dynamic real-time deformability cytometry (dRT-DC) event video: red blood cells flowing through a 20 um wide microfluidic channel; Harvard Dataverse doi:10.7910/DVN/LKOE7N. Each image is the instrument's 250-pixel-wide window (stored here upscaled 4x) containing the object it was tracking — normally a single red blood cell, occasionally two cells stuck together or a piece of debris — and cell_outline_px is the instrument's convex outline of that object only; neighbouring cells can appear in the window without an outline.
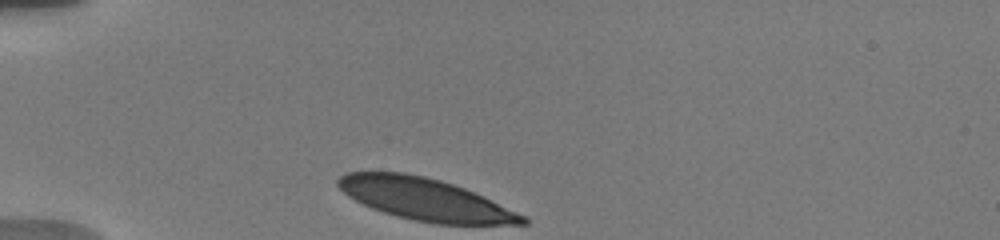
{"species": "human", "species_latin": "Homo sapiens", "temperature_condition": "warm", "stored_images_in_passage": 43, "camera_frame_rate_fps": 3000, "um_per_image_px": 0.085, "donor": {"sex": "male"}, "frame": {"image": 1, "passage_image": 1, "time_ms": 0.0, "image_size_px": [1000, 240], "cell_outline_px": [[528, 224], [436, 224], [412, 220], [396, 216], [372, 208], [348, 196], [336, 184], [336, 180], [340, 176], [348, 172], [404, 172], [424, 176], [440, 180], [464, 188], [516, 212], [524, 216], [528, 220]], "centroid_in_image_um": [36.09, 16.94], "position_along_channel_um": 48.9, "area_um2": 44.62}}
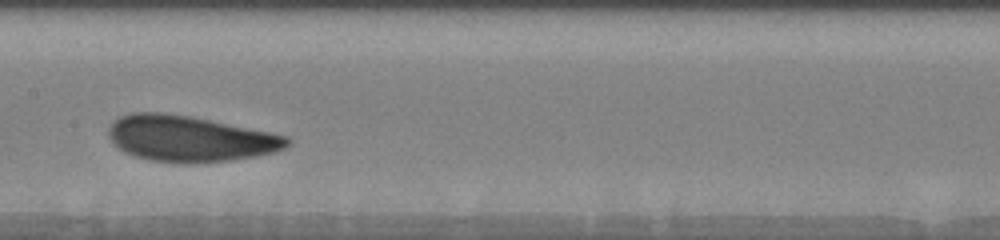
{"frame": {"image": 2, "passage_image": 18, "time_ms": 4.667, "image_size_px": [1000, 240], "cell_outline_px": [[292, 140], [284, 148], [276, 152], [256, 156], [232, 160], [184, 164], [152, 160], [136, 156], [124, 152], [108, 136], [108, 128], [120, 116], [132, 112], [164, 112], [188, 116], [288, 136]], "centroid_in_image_um": [16.13, 11.79], "position_along_channel_um": 191.3, "area_um2": 47.4}}
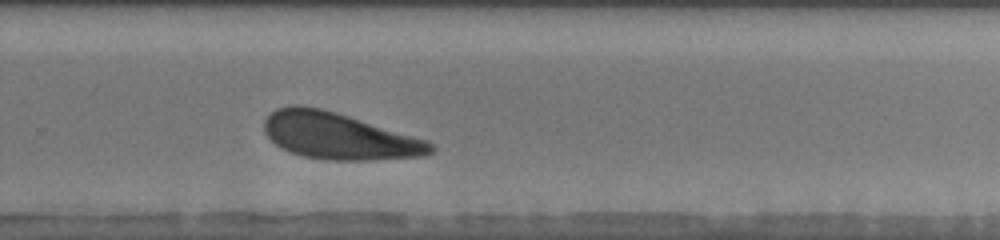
{"frame": {"image": 3, "passage_image": 29, "time_ms": 7.667, "image_size_px": [1000, 240], "cell_outline_px": [[436, 148], [432, 152], [424, 156], [368, 160], [328, 160], [304, 156], [288, 152], [276, 144], [264, 132], [264, 120], [276, 108], [292, 104], [296, 104], [320, 108], [336, 112], [428, 140]], "centroid_in_image_um": [28.8, 11.56], "position_along_channel_um": 301.0, "area_um2": 45.08}, "authors_computed_cell_mechanics": {"area_um2": 45.8932, "velocity_mm_per_s": 3.6754, "shape_relaxation_time_tau1_ms": 2.8712, "shape_relaxation_time_tau2_ms": null, "deformation_change_tau1": 0.1166, "deformation_change_tau2": null}}